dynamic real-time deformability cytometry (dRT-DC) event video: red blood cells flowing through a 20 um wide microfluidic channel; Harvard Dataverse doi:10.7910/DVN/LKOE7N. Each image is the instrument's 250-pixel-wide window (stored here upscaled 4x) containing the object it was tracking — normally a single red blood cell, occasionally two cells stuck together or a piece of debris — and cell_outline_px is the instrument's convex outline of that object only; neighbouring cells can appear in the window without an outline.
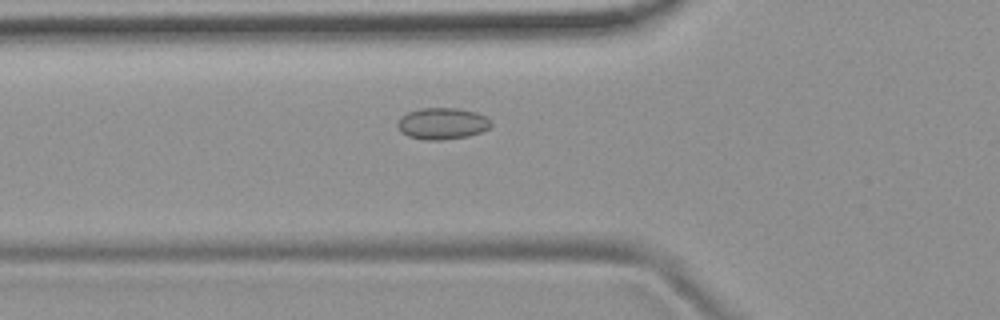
{"species": "common noctule bat (a hibernating species)", "species_latin": "Nyctalus noctula", "temperature_condition": "room temperature", "stored_images_in_passage": 44, "camera_frame_rate_fps": 3000, "um_per_image_px": 0.085, "animal": {"sex": "female", "body_mass_g": 19.9}, "frame": {"image": 1, "passage_image": 9, "time_ms": 2.667, "image_size_px": [1000, 320], "cell_outline_px": [[492, 124], [488, 128], [480, 132], [468, 136], [440, 140], [424, 140], [408, 136], [400, 132], [396, 124], [400, 116], [408, 112], [420, 108], [456, 108], [476, 112], [492, 120]], "centroid_in_image_um": [37.56, 10.5], "position_along_channel_um": 88.2, "area_um2": 17.28}}
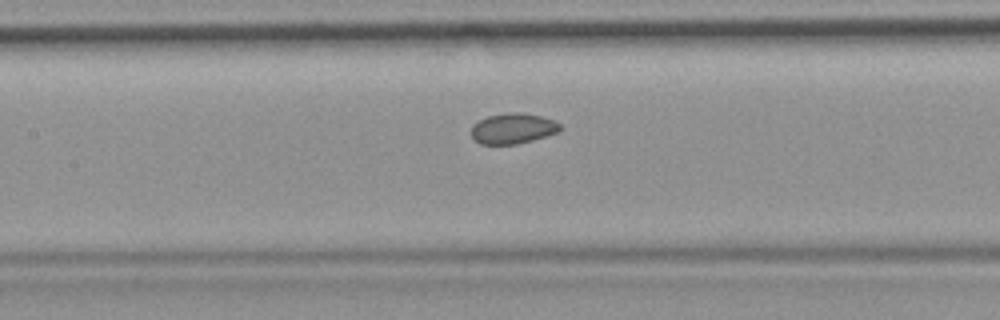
{"frame": {"image": 2, "passage_image": 15, "time_ms": 4.667, "image_size_px": [1000, 320], "cell_outline_px": [[560, 128], [556, 132], [532, 140], [516, 144], [480, 144], [472, 136], [472, 124], [488, 116], [508, 112], [520, 112], [540, 116], [552, 120], [560, 124]], "centroid_in_image_um": [43.56, 10.91], "position_along_channel_um": 163.8, "area_um2": 15.49}}
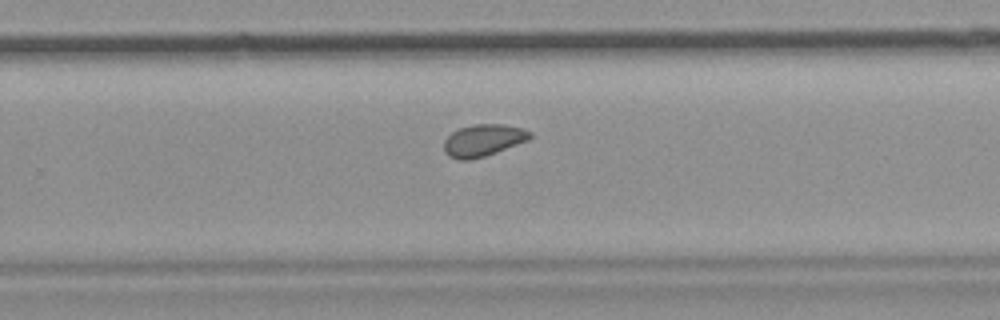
{"frame": {"image": 3, "passage_image": 25, "time_ms": 8.0, "image_size_px": [1000, 320], "cell_outline_px": [[532, 136], [528, 140], [496, 152], [484, 156], [468, 160], [456, 160], [448, 156], [444, 152], [444, 140], [452, 132], [460, 128], [472, 124], [504, 124], [524, 128], [532, 132]], "centroid_in_image_um": [41.07, 11.92], "position_along_channel_um": 288.7, "area_um2": 16.13}, "authors_computed_cell_mechanics": {"area_um2": 16.2129, "velocity_mm_per_s": 3.7634, "shape_relaxation_time_tau1_ms": null, "shape_relaxation_time_tau2_ms": 3.7768, "deformation_change_tau1": null, "deformation_change_tau2": 0.0656}}